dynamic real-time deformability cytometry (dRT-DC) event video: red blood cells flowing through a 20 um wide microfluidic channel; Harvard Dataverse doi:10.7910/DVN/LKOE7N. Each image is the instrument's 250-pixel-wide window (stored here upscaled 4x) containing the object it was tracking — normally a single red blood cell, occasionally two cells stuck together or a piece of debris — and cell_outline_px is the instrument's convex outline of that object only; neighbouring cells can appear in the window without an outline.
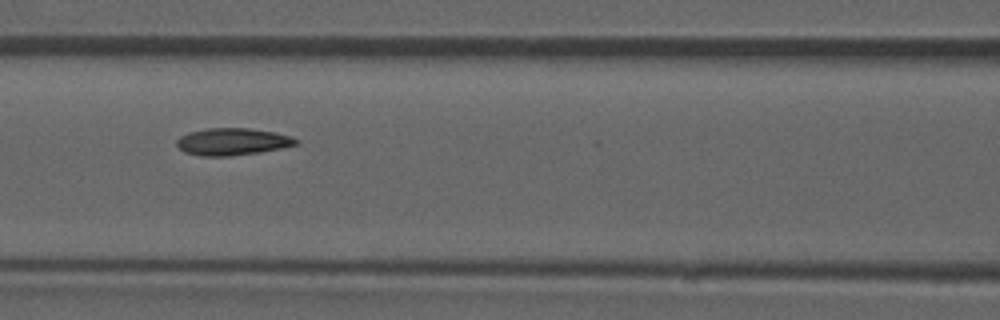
{"species": "common noctule bat (a hibernating species)", "species_latin": "Nyctalus noctula", "temperature_condition": "room temperature", "stored_images_in_passage": 53, "camera_frame_rate_fps": 3000, "um_per_image_px": 0.085, "animal": {"sex": "male", "forearm_length_mm": 52.5}, "frame": {"image": 1, "passage_image": 23, "time_ms": 7.333, "image_size_px": [1000, 320], "cell_outline_px": [[300, 144], [284, 148], [260, 152], [228, 156], [200, 156], [184, 152], [176, 144], [176, 140], [180, 136], [188, 132], [208, 128], [248, 128], [276, 132], [292, 136], [300, 140]], "centroid_in_image_um": [19.8, 12.04], "position_along_channel_um": 146.8, "area_um2": 19.13}, "authors_computed_cell_mechanics": {"area_um2": 18.5538, "velocity_mm_per_s": 3.8582, "shape_relaxation_time_tau1_ms": null, "shape_relaxation_time_tau2_ms": 3.984, "deformation_change_tau1": null, "deformation_change_tau2": 0.0941}}